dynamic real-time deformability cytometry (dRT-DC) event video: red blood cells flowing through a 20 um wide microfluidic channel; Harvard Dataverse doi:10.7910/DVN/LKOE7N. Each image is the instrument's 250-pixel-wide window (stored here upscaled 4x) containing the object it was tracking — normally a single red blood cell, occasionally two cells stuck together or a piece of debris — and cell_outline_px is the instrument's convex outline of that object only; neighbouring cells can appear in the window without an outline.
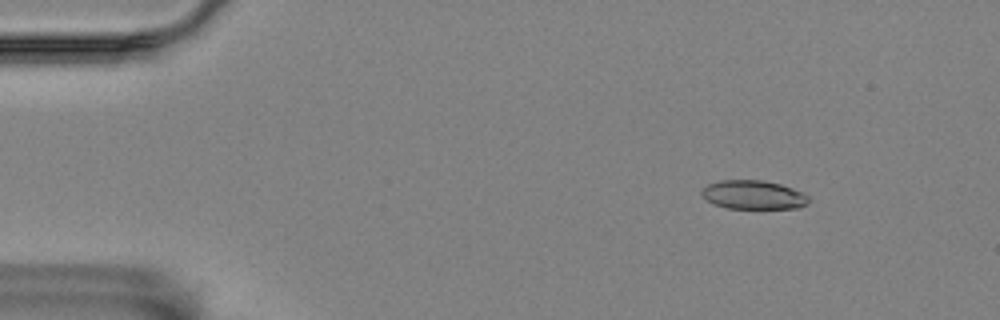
{"species": "Egyptian fruit bat (a non-hibernating species)", "species_latin": "Rousettus aegyptiacus", "temperature_condition": "room temperature", "stored_images_in_passage": 3, "camera_frame_rate_fps": 3000, "um_per_image_px": 0.085, "animal": {"sex": "female"}, "frame": {"image": 1, "passage_image": 1, "time_ms": 0.0, "image_size_px": [1000, 320], "cell_outline_px": [[808, 204], [800, 208], [728, 208], [716, 204], [708, 200], [700, 192], [708, 184], [720, 180], [760, 180], [780, 184], [792, 188], [808, 196]], "centroid_in_image_um": [64.06, 16.56], "position_along_channel_um": 20.9, "area_um2": 17.69}}